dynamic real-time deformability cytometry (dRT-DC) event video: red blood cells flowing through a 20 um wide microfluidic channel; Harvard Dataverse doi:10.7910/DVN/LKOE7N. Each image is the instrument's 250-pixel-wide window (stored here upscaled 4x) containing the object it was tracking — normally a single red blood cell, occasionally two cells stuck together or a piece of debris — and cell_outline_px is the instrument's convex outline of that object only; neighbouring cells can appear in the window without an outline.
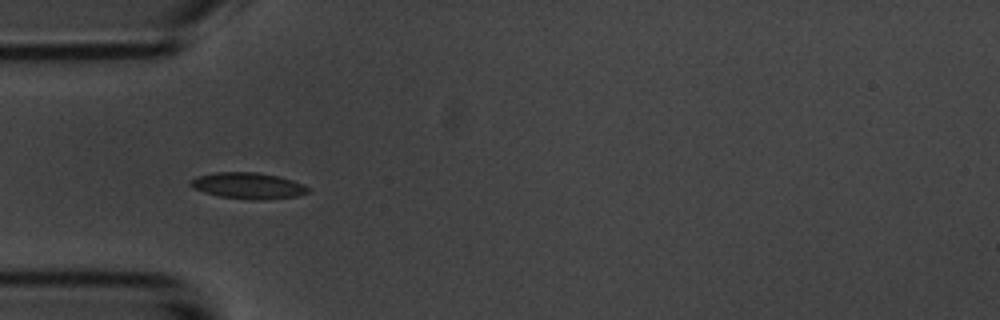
{"species": "common noctule bat (a hibernating species)", "species_latin": "Nyctalus noctula", "temperature_condition": "room temperature", "stored_images_in_passage": 5, "camera_frame_rate_fps": 3000, "um_per_image_px": 0.085, "animal": {"sex": "male", "body_mass_g": 20.1, "forearm_length_mm": 53.5}, "frame": {"image": 1, "passage_image": 4, "time_ms": 3.667, "image_size_px": [1000, 320], "cell_outline_px": [[308, 192], [296, 196], [264, 200], [252, 200], [220, 196], [204, 192], [192, 188], [188, 184], [196, 176], [216, 172], [256, 172], [276, 176], [292, 180], [304, 184], [308, 188]], "centroid_in_image_um": [21.06, 15.78], "position_along_channel_um": 63.9, "area_um2": 17.86}}